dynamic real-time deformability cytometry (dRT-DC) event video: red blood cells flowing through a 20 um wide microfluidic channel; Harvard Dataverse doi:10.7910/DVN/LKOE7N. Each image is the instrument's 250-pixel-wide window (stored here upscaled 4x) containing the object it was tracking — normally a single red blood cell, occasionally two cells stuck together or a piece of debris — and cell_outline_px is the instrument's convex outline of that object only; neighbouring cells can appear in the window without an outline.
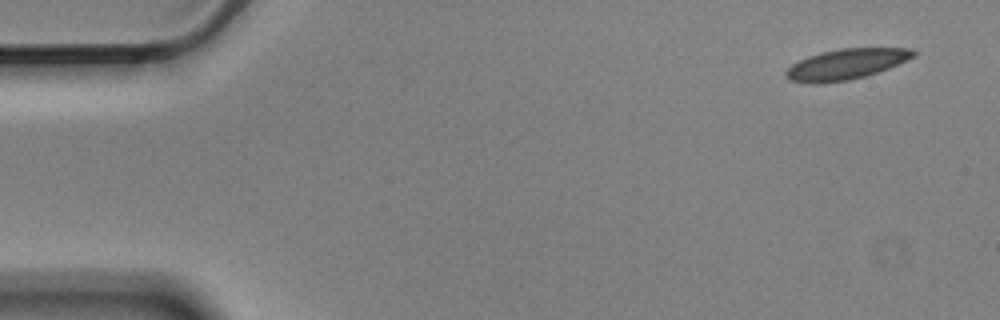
{"species": "Egyptian fruit bat (a non-hibernating species)", "species_latin": "Rousettus aegyptiacus", "temperature_condition": "cold", "stored_images_in_passage": 6, "camera_frame_rate_fps": 3000, "um_per_image_px": 0.085, "animal": {"sex": "male"}, "frame": {"image": 1, "passage_image": 1, "time_ms": 0.0, "image_size_px": [1000, 320], "cell_outline_px": [[916, 56], [908, 60], [888, 68], [864, 76], [848, 80], [820, 84], [812, 84], [788, 80], [784, 76], [784, 72], [792, 64], [808, 56], [820, 52], [840, 48], [912, 48], [916, 52]], "centroid_in_image_um": [71.89, 5.46], "position_along_channel_um": 13.1, "area_um2": 22.83}}
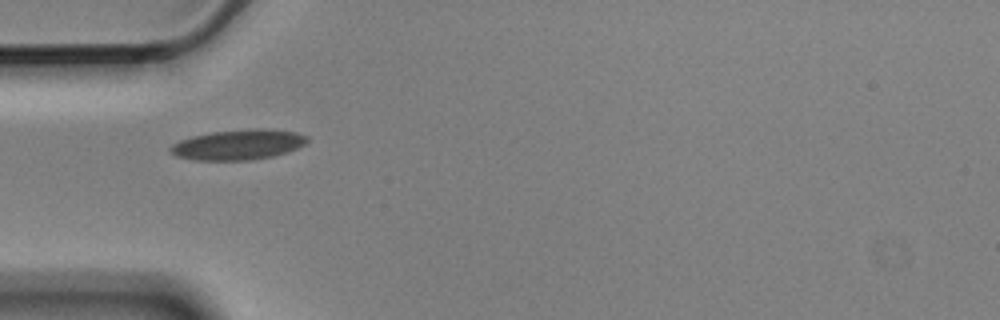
{"frame": {"image": 2, "passage_image": 5, "time_ms": 1.333, "image_size_px": [1000, 320], "cell_outline_px": [[308, 140], [304, 144], [288, 152], [272, 156], [252, 160], [192, 160], [176, 156], [168, 148], [172, 144], [180, 140], [192, 136], [212, 132], [252, 128], [260, 128], [296, 132], [308, 136]], "centroid_in_image_um": [20.24, 12.29], "position_along_channel_um": 64.8, "area_um2": 24.1}}
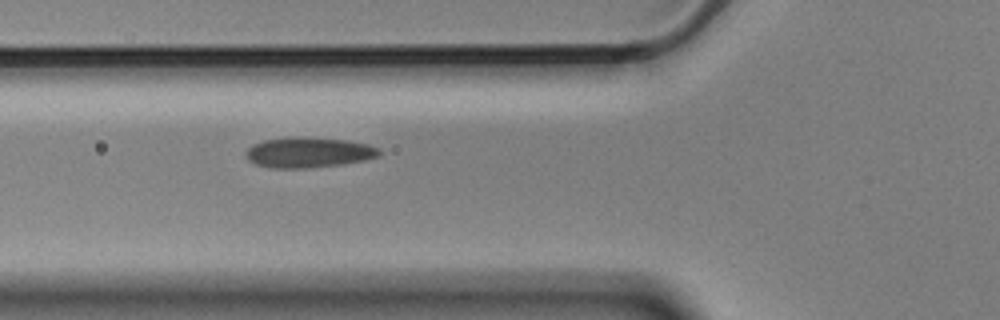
{"frame": {"image": 3, "passage_image": 6, "time_ms": 1.667, "image_size_px": [1000, 320], "cell_outline_px": [[380, 156], [364, 160], [344, 164], [308, 168], [272, 168], [256, 164], [248, 160], [244, 152], [252, 144], [264, 140], [344, 140], [368, 144], [380, 148]], "centroid_in_image_um": [26.25, 13.02], "position_along_channel_um": 99.6, "area_um2": 22.54}}